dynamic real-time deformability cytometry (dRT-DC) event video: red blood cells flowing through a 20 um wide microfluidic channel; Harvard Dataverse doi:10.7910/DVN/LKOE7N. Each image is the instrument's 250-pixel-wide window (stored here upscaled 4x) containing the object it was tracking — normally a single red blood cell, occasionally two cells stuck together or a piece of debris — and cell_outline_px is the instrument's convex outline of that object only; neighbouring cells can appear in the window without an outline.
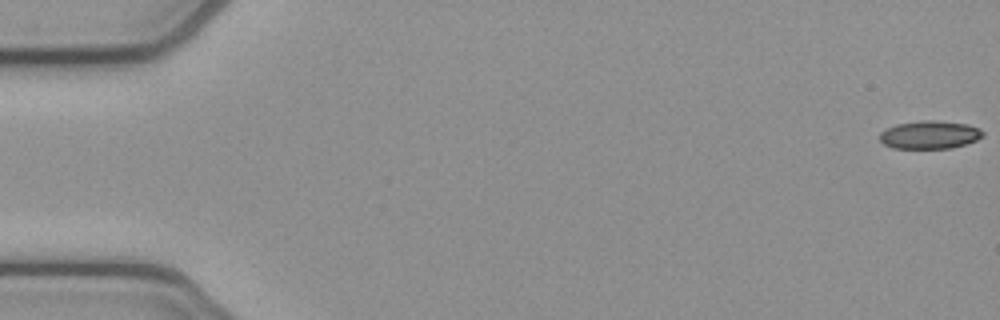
{"species": "common noctule bat (a hibernating species)", "species_latin": "Nyctalus noctula", "temperature_condition": "cold", "stored_images_in_passage": 54, "camera_frame_rate_fps": 3000, "um_per_image_px": 0.085, "animal": {"sex": "female", "body_mass_g": 21.9}, "frame": {"image": 1, "passage_image": 1, "time_ms": 0.0, "image_size_px": [1000, 320], "cell_outline_px": [[984, 136], [976, 140], [952, 148], [892, 148], [884, 144], [880, 140], [880, 132], [896, 124], [924, 120], [932, 120], [968, 124], [980, 128], [984, 132]], "centroid_in_image_um": [79.04, 11.45], "position_along_channel_um": 6.0, "area_um2": 16.82}}
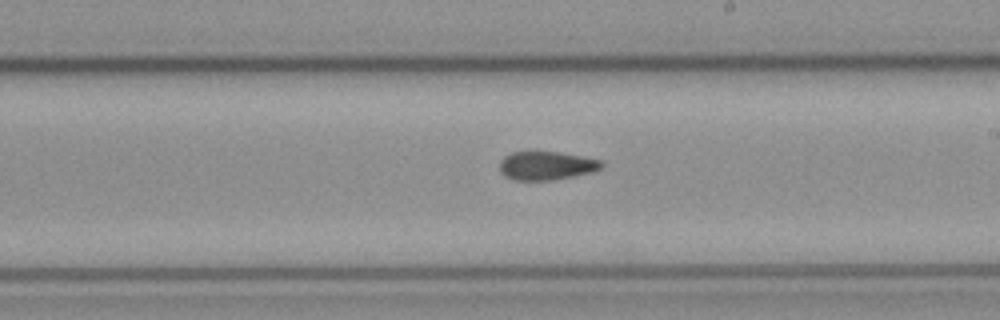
{"frame": {"image": 2, "passage_image": 31, "time_ms": 10.0, "image_size_px": [1000, 320], "cell_outline_px": [[604, 168], [596, 172], [556, 180], [512, 180], [504, 176], [500, 172], [500, 160], [504, 156], [512, 152], [560, 152], [600, 160], [604, 164]], "centroid_in_image_um": [46.48, 14.1], "position_along_channel_um": 242.5, "area_um2": 17.28}}
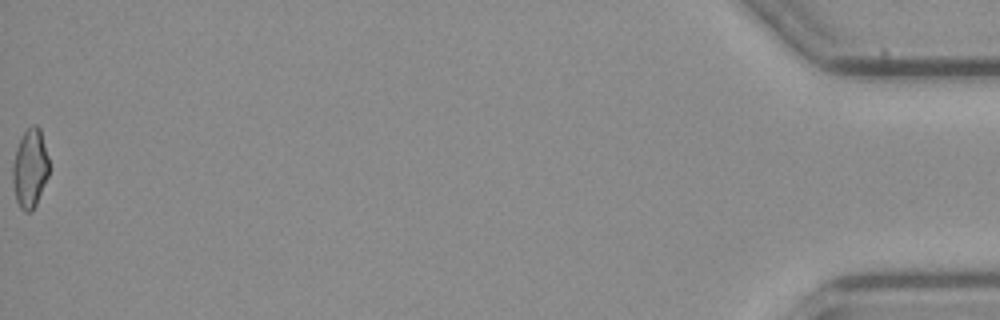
{"frame": {"image": 3, "passage_image": 54, "time_ms": 17.667, "image_size_px": [1000, 320], "cell_outline_px": [[48, 176], [36, 204], [32, 212], [24, 212], [20, 208], [16, 200], [12, 180], [12, 164], [16, 148], [24, 132], [32, 124], [36, 124], [40, 128], [48, 156]], "centroid_in_image_um": [2.54, 14.32], "position_along_channel_um": 432.7, "area_um2": 16.76}, "authors_computed_cell_mechanics": {"area_um2": 17.4845, "velocity_mm_per_s": 3.8775, "shape_relaxation_time_tau1_ms": 11.2271, "shape_relaxation_time_tau2_ms": 3.9466, "deformation_change_tau1": 0.2009, "deformation_change_tau2": 0.1144}}